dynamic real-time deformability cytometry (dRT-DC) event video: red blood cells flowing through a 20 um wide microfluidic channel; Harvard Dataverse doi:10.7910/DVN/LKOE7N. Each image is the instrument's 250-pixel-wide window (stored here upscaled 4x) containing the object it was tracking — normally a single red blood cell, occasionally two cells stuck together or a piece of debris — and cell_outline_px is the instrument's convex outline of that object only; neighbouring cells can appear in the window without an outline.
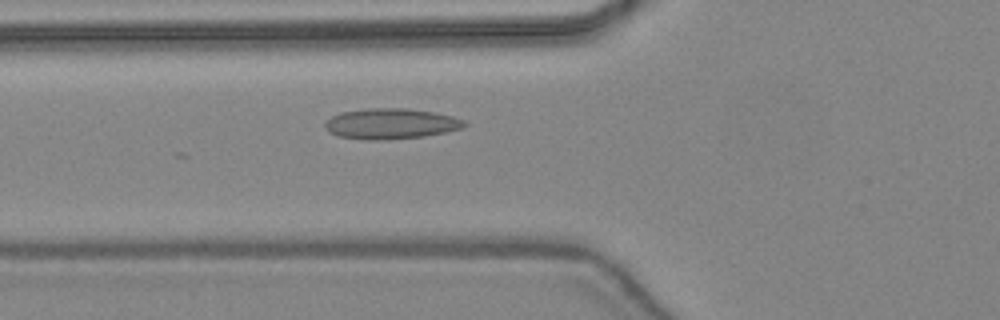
{"species": "common noctule bat (a hibernating species)", "species_latin": "Nyctalus noctula", "temperature_condition": "warm", "stored_images_in_passage": 23, "camera_frame_rate_fps": 3000, "um_per_image_px": 0.085, "animal": {"sex": "female", "body_mass_g": 24.6, "forearm_length_mm": 56.2}, "frame": {"image": 1, "passage_image": 13, "time_ms": 4.0, "image_size_px": [1000, 320], "cell_outline_px": [[468, 124], [464, 128], [424, 136], [388, 140], [368, 140], [336, 136], [324, 124], [332, 116], [340, 112], [368, 108], [404, 108], [432, 112], [452, 116], [464, 120]], "centroid_in_image_um": [33.24, 10.52], "position_along_channel_um": 92.6, "area_um2": 24.74}}
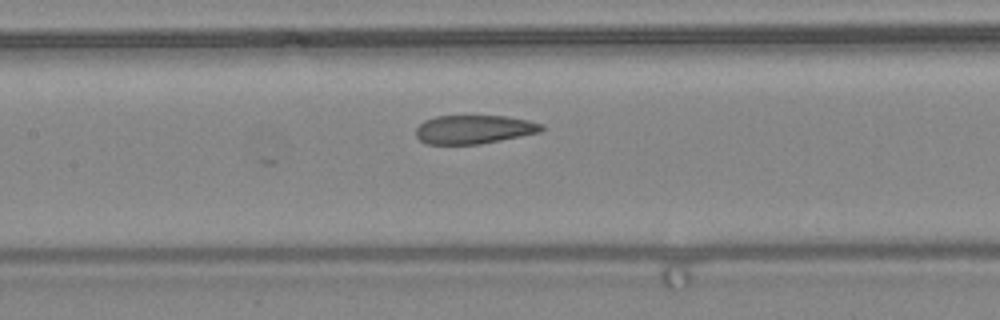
{"frame": {"image": 2, "passage_image": 18, "time_ms": 5.667, "image_size_px": [1000, 320], "cell_outline_px": [[544, 128], [540, 132], [480, 144], [424, 144], [416, 136], [416, 128], [424, 120], [436, 116], [504, 116], [528, 120], [544, 124]], "centroid_in_image_um": [40.27, 11.0], "position_along_channel_um": 167.1, "area_um2": 20.98}}
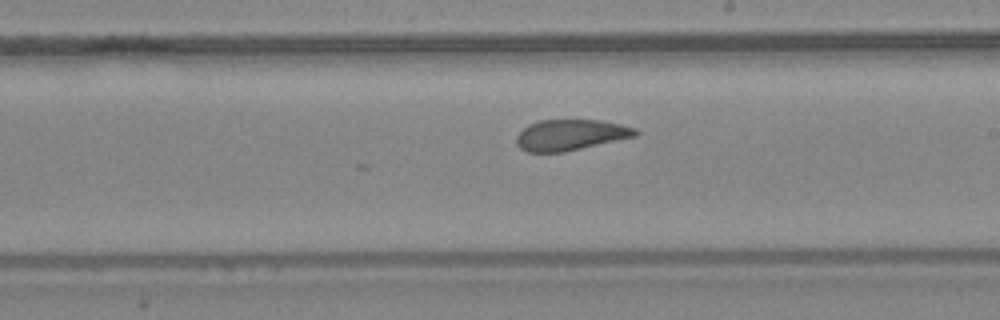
{"frame": {"image": 3, "passage_image": 23, "time_ms": 7.333, "image_size_px": [1000, 320], "cell_outline_px": [[640, 132], [636, 136], [564, 152], [528, 152], [520, 148], [516, 144], [516, 136], [528, 124], [540, 120], [600, 120], [620, 124], [636, 128]], "centroid_in_image_um": [48.49, 11.46], "position_along_channel_um": 240.5, "area_um2": 21.39}}